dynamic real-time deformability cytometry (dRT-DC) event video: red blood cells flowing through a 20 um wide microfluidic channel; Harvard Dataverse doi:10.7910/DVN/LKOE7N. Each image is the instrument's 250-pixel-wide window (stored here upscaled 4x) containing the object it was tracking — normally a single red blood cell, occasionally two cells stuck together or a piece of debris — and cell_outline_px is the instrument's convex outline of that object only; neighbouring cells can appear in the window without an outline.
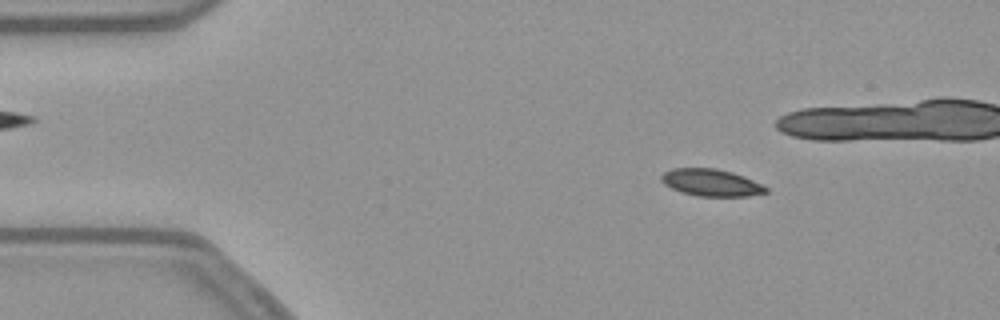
{"species": "common noctule bat (a hibernating species)", "species_latin": "Nyctalus noctula", "temperature_condition": "warm", "stored_images_in_passage": 55, "camera_frame_rate_fps": 3000, "um_per_image_px": 0.085, "animal": {"sex": "female", "body_mass_g": 21.9}, "frame": {"image": 1, "passage_image": 8, "time_ms": 2.333, "image_size_px": [1000, 320], "cell_outline_px": [[768, 192], [748, 196], [696, 196], [680, 192], [664, 184], [660, 180], [660, 176], [664, 172], [672, 168], [716, 168], [732, 172], [744, 176], [768, 188]], "centroid_in_image_um": [60.42, 15.52], "position_along_channel_um": 24.6, "area_um2": 16.53}}
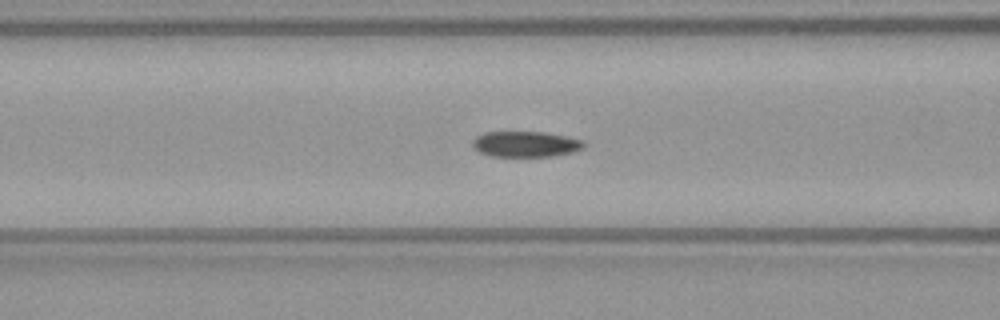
{"frame": {"image": 2, "passage_image": 21, "time_ms": 6.667, "image_size_px": [1000, 320], "cell_outline_px": [[584, 148], [572, 152], [552, 156], [492, 156], [480, 152], [472, 148], [472, 140], [476, 136], [484, 132], [544, 132], [568, 136], [584, 140]], "centroid_in_image_um": [44.67, 12.24], "position_along_channel_um": 121.9, "area_um2": 16.76}}
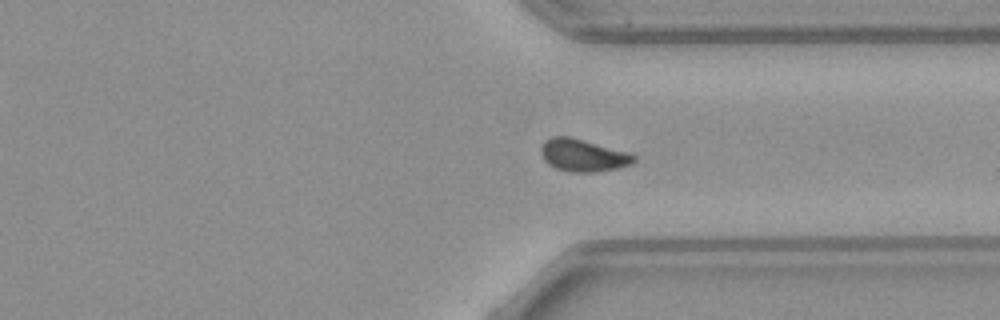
{"frame": {"image": 3, "passage_image": 40, "time_ms": 13.0, "image_size_px": [1000, 320], "cell_outline_px": [[636, 160], [632, 164], [620, 168], [596, 172], [568, 172], [556, 168], [548, 164], [544, 160], [540, 152], [540, 148], [544, 140], [552, 136], [568, 136], [628, 152], [636, 156]], "centroid_in_image_um": [49.54, 13.21], "position_along_channel_um": 361.9, "area_um2": 17.69}, "authors_computed_cell_mechanics": {"area_um2": 17.051, "velocity_mm_per_s": 3.7858, "shape_relaxation_time_tau1_ms": 11.1099, "shape_relaxation_time_tau2_ms": 6.0542, "deformation_change_tau1": 0.2134, "deformation_change_tau2": 0.107}}